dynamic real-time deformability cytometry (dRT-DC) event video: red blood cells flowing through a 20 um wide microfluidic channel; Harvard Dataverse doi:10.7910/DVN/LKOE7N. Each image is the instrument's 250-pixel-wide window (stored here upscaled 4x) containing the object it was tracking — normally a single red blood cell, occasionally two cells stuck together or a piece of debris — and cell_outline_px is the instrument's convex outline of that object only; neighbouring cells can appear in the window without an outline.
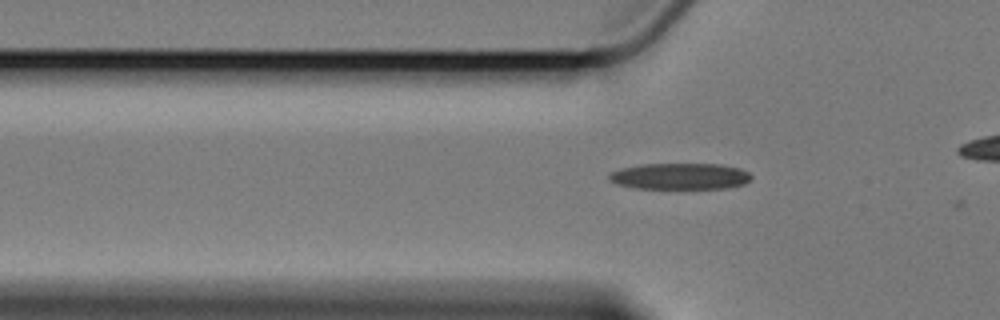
{"species": "Egyptian fruit bat (a non-hibernating species)", "species_latin": "Rousettus aegyptiacus", "temperature_condition": "cold", "stored_images_in_passage": 6, "camera_frame_rate_fps": 3000, "um_per_image_px": 0.085, "animal": {"sex": "female"}, "frame": {"image": 1, "passage_image": 5, "time_ms": 1.333, "image_size_px": [1000, 320], "cell_outline_px": [[752, 176], [744, 184], [728, 188], [636, 188], [616, 184], [608, 180], [608, 176], [612, 172], [620, 168], [640, 164], [720, 164], [740, 168], [748, 172]], "centroid_in_image_um": [57.78, 14.98], "position_along_channel_um": 68.0, "area_um2": 21.79}}